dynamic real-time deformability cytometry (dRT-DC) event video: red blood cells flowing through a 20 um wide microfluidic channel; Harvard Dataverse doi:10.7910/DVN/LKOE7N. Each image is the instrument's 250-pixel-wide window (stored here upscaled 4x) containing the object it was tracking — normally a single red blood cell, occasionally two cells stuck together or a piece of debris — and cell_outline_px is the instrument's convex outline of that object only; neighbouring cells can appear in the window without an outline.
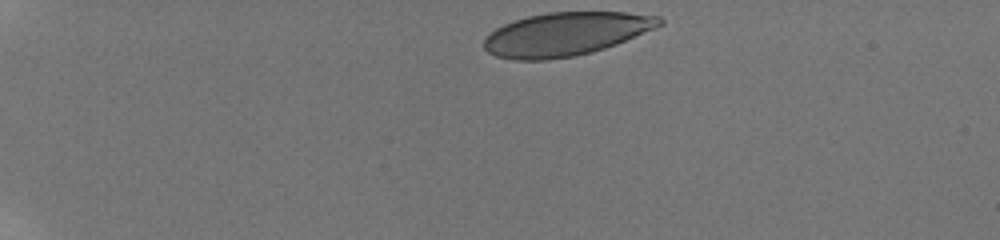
{"species": "human", "species_latin": "Homo sapiens", "temperature_condition": "room temperature", "stored_images_in_passage": 6, "camera_frame_rate_fps": 3000, "um_per_image_px": 0.085, "donor": {"sex": "male"}, "frame": {"image": 1, "passage_image": 1, "time_ms": 0.0, "image_size_px": [1000, 240], "cell_outline_px": [[664, 24], [656, 28], [616, 44], [592, 52], [572, 56], [544, 60], [516, 60], [496, 56], [488, 52], [484, 48], [484, 40], [496, 28], [504, 24], [528, 16], [548, 12], [624, 12], [660, 16], [664, 20]], "centroid_in_image_um": [48.12, 2.89], "position_along_channel_um": 36.9, "area_um2": 44.16}}
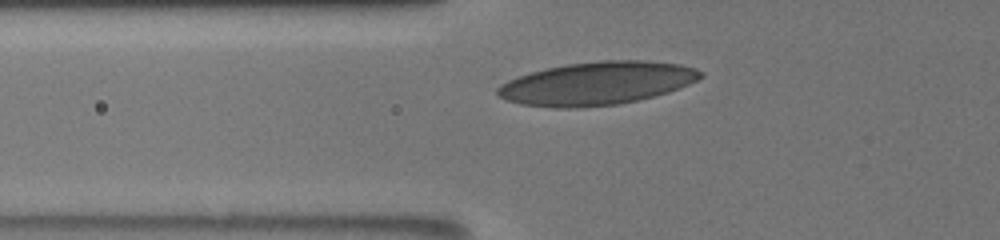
{"frame": {"image": 2, "passage_image": 5, "time_ms": 3.333, "image_size_px": [1000, 240], "cell_outline_px": [[704, 76], [680, 88], [668, 92], [636, 100], [616, 104], [584, 108], [556, 108], [520, 104], [504, 100], [496, 92], [496, 88], [500, 84], [508, 80], [544, 68], [568, 64], [600, 60], [648, 60], [680, 64], [696, 68], [704, 72]], "centroid_in_image_um": [50.73, 7.08], "position_along_channel_um": 75.1, "area_um2": 51.15}}